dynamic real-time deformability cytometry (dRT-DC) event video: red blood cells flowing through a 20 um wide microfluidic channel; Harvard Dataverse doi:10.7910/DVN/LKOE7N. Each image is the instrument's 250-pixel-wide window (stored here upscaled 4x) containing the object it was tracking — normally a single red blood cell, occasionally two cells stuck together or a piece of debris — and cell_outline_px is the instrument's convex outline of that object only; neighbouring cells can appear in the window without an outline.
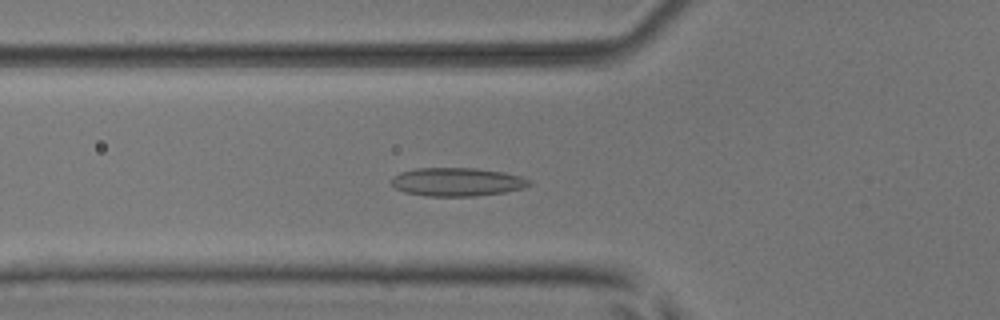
{"species": "common noctule bat (a hibernating species)", "species_latin": "Nyctalus noctula", "temperature_condition": "room temperature", "stored_images_in_passage": 51, "camera_frame_rate_fps": 3000, "um_per_image_px": 0.085, "animal": {"sex": "male", "body_mass_g": 17.9, "forearm_length_mm": 54.2}, "frame": {"image": 1, "passage_image": 18, "time_ms": 5.667, "image_size_px": [1000, 320], "cell_outline_px": [[532, 184], [524, 188], [504, 192], [476, 196], [428, 196], [404, 192], [396, 188], [388, 180], [392, 176], [400, 172], [416, 168], [476, 168], [504, 172], [520, 176], [532, 180]], "centroid_in_image_um": [38.84, 15.46], "position_along_channel_um": 87.0, "area_um2": 23.06}}
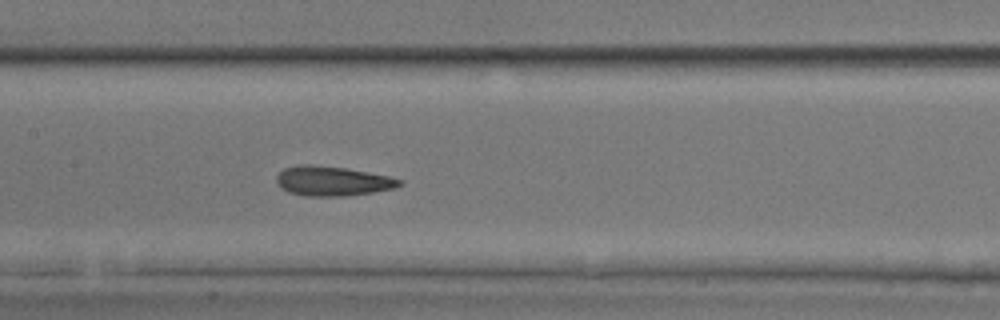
{"frame": {"image": 2, "passage_image": 25, "time_ms": 8.0, "image_size_px": [1000, 320], "cell_outline_px": [[404, 184], [396, 188], [372, 192], [344, 196], [304, 196], [288, 192], [280, 188], [276, 180], [276, 176], [284, 168], [300, 164], [312, 164], [344, 168], [388, 176], [404, 180]], "centroid_in_image_um": [28.25, 15.39], "position_along_channel_um": 179.1, "area_um2": 21.33}}
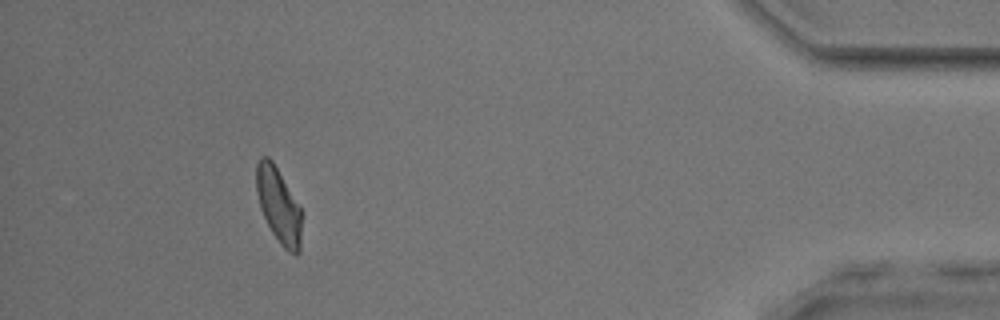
{"frame": {"image": 3, "passage_image": 47, "time_ms": 15.333, "image_size_px": [1000, 320], "cell_outline_px": [[300, 252], [296, 256], [288, 252], [280, 244], [272, 232], [260, 208], [256, 192], [256, 164], [260, 156], [268, 156], [272, 160], [300, 204]], "centroid_in_image_um": [23.67, 17.43], "position_along_channel_um": 411.5, "area_um2": 19.94}, "authors_computed_cell_mechanics": {"area_um2": 21.0392, "velocity_mm_per_s": 3.9425, "shape_relaxation_time_tau1_ms": 7.8764, "shape_relaxation_time_tau2_ms": 1.9059, "deformation_change_tau1": 0.1579, "deformation_change_tau2": 0.0877}}